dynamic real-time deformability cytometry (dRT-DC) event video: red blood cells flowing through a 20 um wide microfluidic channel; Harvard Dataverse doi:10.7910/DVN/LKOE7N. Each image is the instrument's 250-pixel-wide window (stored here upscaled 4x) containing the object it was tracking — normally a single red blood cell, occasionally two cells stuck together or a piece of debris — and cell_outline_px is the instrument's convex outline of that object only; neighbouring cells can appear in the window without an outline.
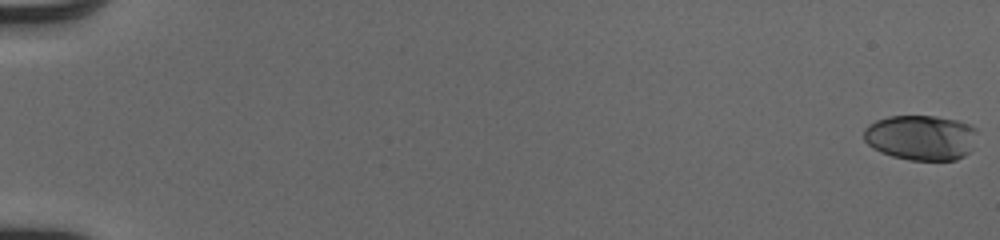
{"species": "human", "species_latin": "Homo sapiens", "temperature_condition": "cold", "stored_images_in_passage": 53, "camera_frame_rate_fps": 3000, "um_per_image_px": 0.085, "donor": {"sex": "male"}, "frame": {"image": 1, "passage_image": 1, "time_ms": 0.0, "image_size_px": [1000, 240], "cell_outline_px": [[976, 132], [972, 148], [964, 156], [956, 160], [908, 160], [892, 156], [880, 152], [872, 148], [864, 140], [864, 128], [868, 124], [876, 120], [888, 116], [936, 116], [960, 120], [972, 124], [976, 128]], "centroid_in_image_um": [78.28, 11.68], "position_along_channel_um": 6.7, "area_um2": 30.23}}
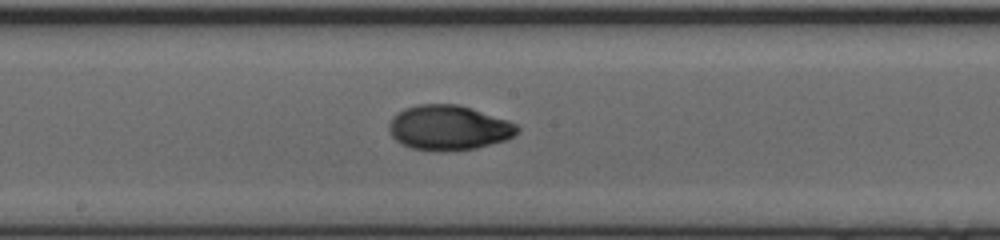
{"frame": {"image": 2, "passage_image": 31, "time_ms": 10.0, "image_size_px": [1000, 240], "cell_outline_px": [[520, 132], [508, 140], [476, 148], [436, 152], [412, 148], [396, 140], [392, 136], [388, 128], [388, 124], [392, 116], [396, 112], [404, 108], [416, 104], [460, 104], [508, 120], [516, 124], [520, 128]], "centroid_in_image_um": [38.15, 10.85], "position_along_channel_um": 210.1, "area_um2": 33.99}}
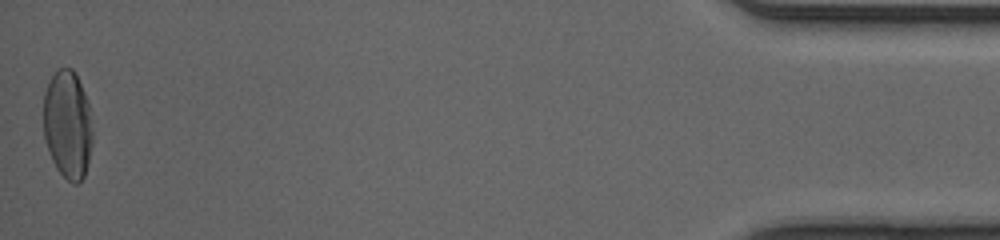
{"frame": {"image": 3, "passage_image": 53, "time_ms": 17.333, "image_size_px": [1000, 240], "cell_outline_px": [[92, 144], [84, 176], [76, 184], [72, 184], [56, 168], [52, 160], [44, 136], [44, 92], [52, 76], [60, 68], [72, 68], [76, 72], [84, 92], [88, 104], [92, 128]], "centroid_in_image_um": [5.75, 10.58], "position_along_channel_um": 429.4, "area_um2": 30.75}, "authors_computed_cell_mechanics": {"area_um2": 30.8652, "velocity_mm_per_s": 4.1179, "shape_relaxation_time_tau1_ms": 4.9286, "shape_relaxation_time_tau2_ms": 1.5726, "deformation_change_tau1": 0.2279, "deformation_change_tau2": 0.0313}}